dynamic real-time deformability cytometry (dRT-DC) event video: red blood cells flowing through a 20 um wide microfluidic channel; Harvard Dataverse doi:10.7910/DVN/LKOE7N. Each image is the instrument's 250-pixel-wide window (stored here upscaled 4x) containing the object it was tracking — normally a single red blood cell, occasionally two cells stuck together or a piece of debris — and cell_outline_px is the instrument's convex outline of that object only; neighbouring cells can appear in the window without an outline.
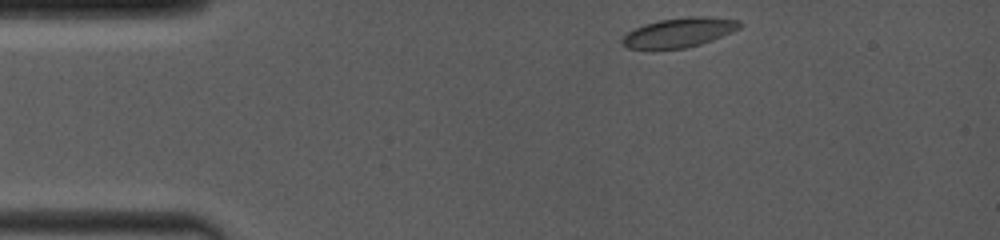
{"species": "common noctule bat (a hibernating species)", "species_latin": "Nyctalus noctula", "temperature_condition": "room temperature", "stored_images_in_passage": 5, "camera_frame_rate_fps": 4000, "um_per_image_px": 0.085, "animal": {"sex": "female", "body_mass_g": 19.0, "forearm_length_mm": 53.3}, "frame": {"image": 1, "passage_image": 1, "time_ms": 0.0, "image_size_px": [1000, 240], "cell_outline_px": [[744, 24], [740, 28], [732, 32], [712, 40], [700, 44], [684, 48], [628, 48], [620, 40], [628, 32], [644, 24], [660, 20], [692, 16], [700, 16], [740, 20]], "centroid_in_image_um": [57.78, 2.75], "position_along_channel_um": 27.2, "area_um2": 19.83}}
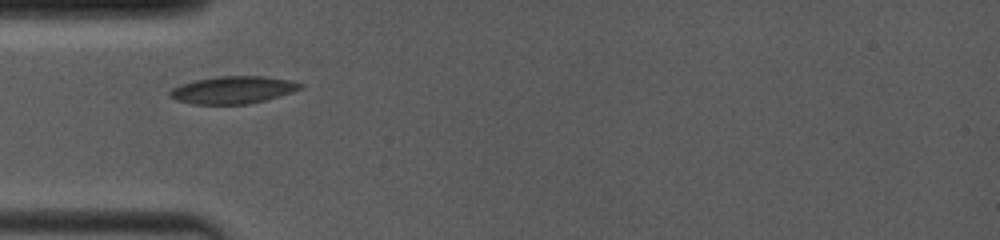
{"frame": {"image": 2, "passage_image": 4, "time_ms": 2.5, "image_size_px": [1000, 240], "cell_outline_px": [[304, 88], [292, 92], [264, 100], [248, 104], [192, 104], [176, 100], [168, 96], [168, 92], [172, 88], [180, 84], [196, 80], [220, 76], [264, 76], [288, 80], [304, 84]], "centroid_in_image_um": [19.78, 7.64], "position_along_channel_um": 65.2, "area_um2": 20.81}}